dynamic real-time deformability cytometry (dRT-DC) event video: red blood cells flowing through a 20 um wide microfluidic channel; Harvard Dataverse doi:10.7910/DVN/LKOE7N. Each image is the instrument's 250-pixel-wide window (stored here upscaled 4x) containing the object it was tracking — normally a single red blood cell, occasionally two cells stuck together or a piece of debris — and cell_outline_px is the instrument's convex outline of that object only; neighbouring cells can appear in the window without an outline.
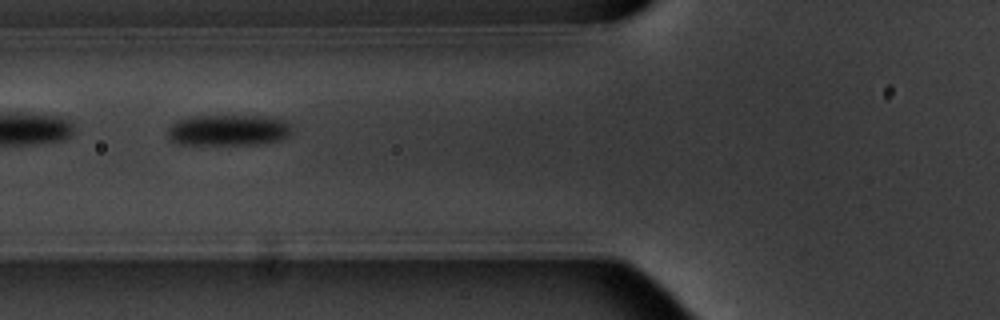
{"species": "common noctule bat (a hibernating species)", "species_latin": "Nyctalus noctula", "temperature_condition": "warm", "stored_images_in_passage": 13, "camera_frame_rate_fps": 3000, "um_per_image_px": 0.085, "animal": {"sex": "male", "body_mass_g": 20.1, "forearm_length_mm": 53.5}, "frame": {"image": 1, "passage_image": 3, "time_ms": 2.333, "image_size_px": [1000, 320], "cell_outline_px": [[292, 128], [288, 136], [280, 140], [260, 144], [180, 144], [172, 140], [168, 136], [168, 128], [176, 120], [188, 116], [280, 116], [292, 124]], "centroid_in_image_um": [19.48, 11.04], "position_along_channel_um": 106.3, "area_um2": 22.83}}
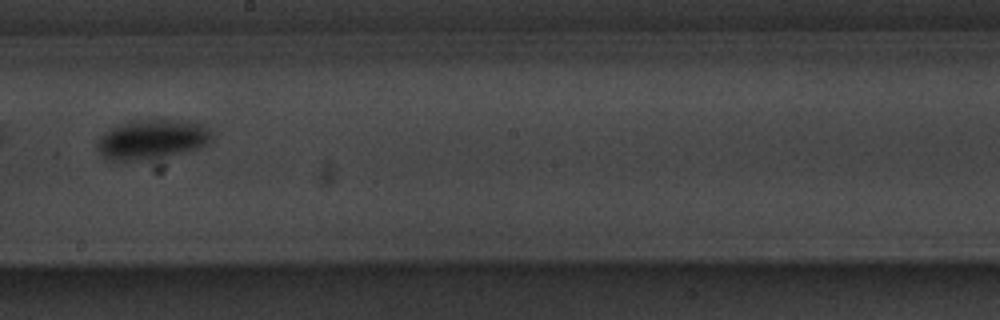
{"frame": {"image": 2, "passage_image": 6, "time_ms": 6.0, "image_size_px": [1000, 320], "cell_outline_px": [[212, 140], [208, 144], [200, 148], [172, 156], [144, 160], [108, 160], [96, 148], [96, 144], [100, 136], [104, 132], [112, 128], [124, 124], [148, 120], [184, 120], [200, 124], [208, 128], [212, 136]], "centroid_in_image_um": [12.96, 11.88], "position_along_channel_um": 235.2, "area_um2": 26.3}}
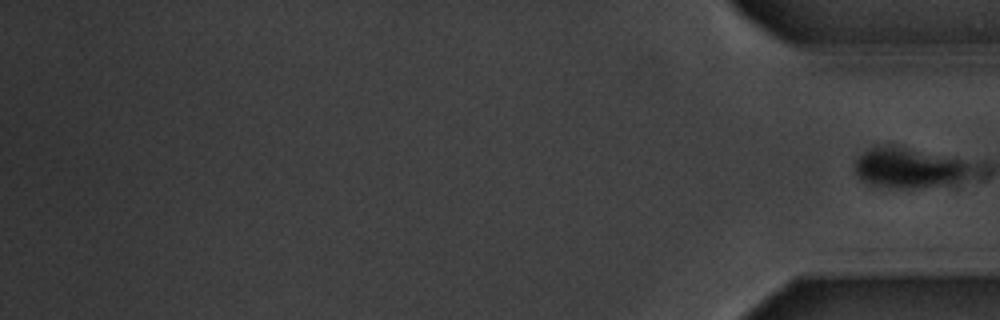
{"frame": {"image": 3, "passage_image": 13, "time_ms": 15.0, "image_size_px": [1000, 320], "cell_outline_px": [[968, 168], [960, 176], [920, 188], [900, 188], [872, 184], [864, 180], [856, 172], [856, 160], [864, 152], [872, 148], [888, 144], [960, 160]], "centroid_in_image_um": [77.03, 14.23], "position_along_channel_um": 358.2, "area_um2": 24.91}}